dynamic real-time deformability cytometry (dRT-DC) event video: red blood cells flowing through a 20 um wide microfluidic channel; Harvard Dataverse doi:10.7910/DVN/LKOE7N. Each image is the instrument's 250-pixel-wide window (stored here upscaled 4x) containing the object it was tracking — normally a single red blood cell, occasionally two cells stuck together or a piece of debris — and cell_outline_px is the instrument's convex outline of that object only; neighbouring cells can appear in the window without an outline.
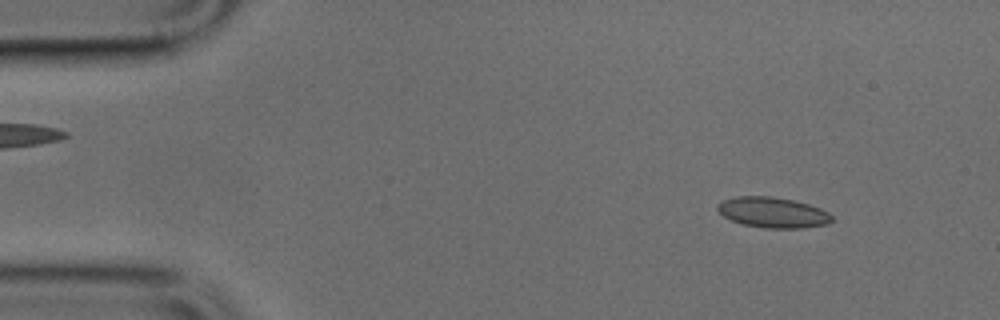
{"species": "common noctule bat (a hibernating species)", "species_latin": "Nyctalus noctula", "temperature_condition": "cold", "stored_images_in_passage": 49, "camera_frame_rate_fps": 3000, "um_per_image_px": 0.085, "animal": {"sex": "male", "body_mass_g": 17.9, "forearm_length_mm": 54.2}, "frame": {"image": 1, "passage_image": 5, "time_ms": 1.333, "image_size_px": [1000, 320], "cell_outline_px": [[832, 220], [828, 224], [800, 228], [764, 228], [744, 224], [732, 220], [724, 216], [716, 208], [716, 204], [720, 200], [736, 196], [772, 196], [792, 200], [808, 204], [820, 208], [828, 212], [832, 216]], "centroid_in_image_um": [65.66, 18.05], "position_along_channel_um": 19.3, "area_um2": 20.35}}
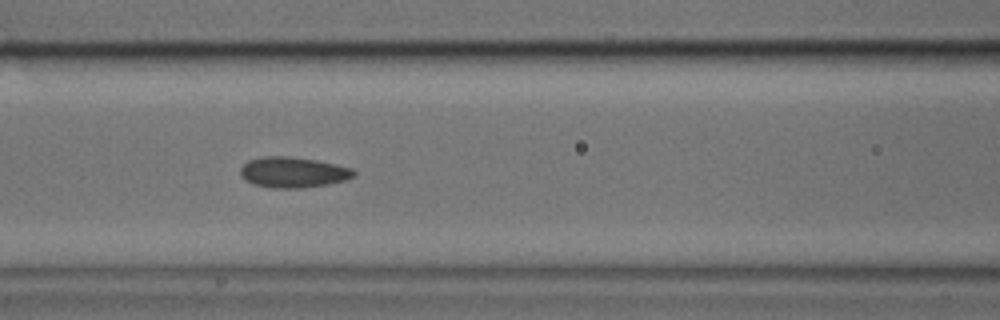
{"frame": {"image": 2, "passage_image": 20, "time_ms": 6.333, "image_size_px": [1000, 320], "cell_outline_px": [[356, 176], [344, 180], [328, 184], [300, 188], [272, 188], [252, 184], [240, 176], [240, 168], [248, 160], [264, 156], [288, 156], [316, 160], [336, 164], [352, 168], [356, 172]], "centroid_in_image_um": [24.9, 14.64], "position_along_channel_um": 141.7, "area_um2": 20.35}}
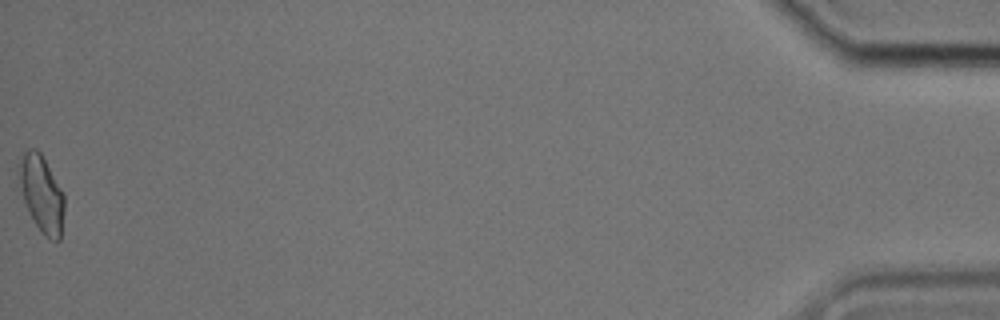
{"frame": {"image": 3, "passage_image": 49, "time_ms": 16.0, "image_size_px": [1000, 320], "cell_outline_px": [[64, 212], [60, 240], [52, 240], [44, 236], [36, 224], [24, 200], [20, 184], [16, 164], [24, 152], [28, 148], [36, 148], [40, 152], [64, 192]], "centroid_in_image_um": [3.54, 16.43], "position_along_channel_um": 431.7, "area_um2": 20.23}}